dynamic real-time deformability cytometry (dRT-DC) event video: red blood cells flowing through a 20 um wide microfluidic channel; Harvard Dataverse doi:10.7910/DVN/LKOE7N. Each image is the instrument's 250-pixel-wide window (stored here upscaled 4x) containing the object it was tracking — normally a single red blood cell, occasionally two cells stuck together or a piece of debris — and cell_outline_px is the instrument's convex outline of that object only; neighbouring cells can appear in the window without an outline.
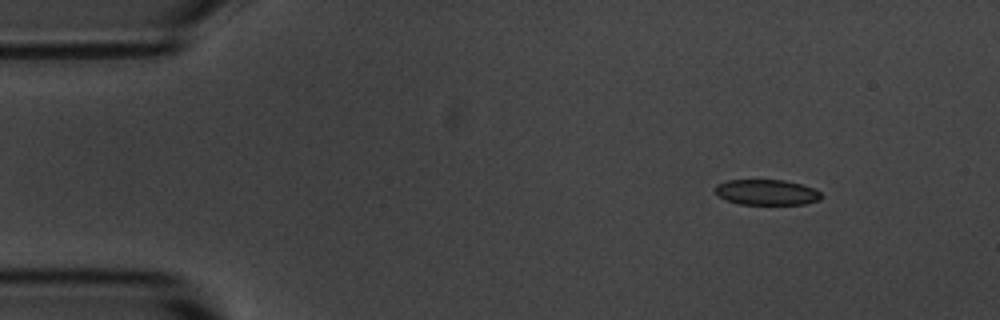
{"species": "common noctule bat (a hibernating species)", "species_latin": "Nyctalus noctula", "temperature_condition": "room temperature", "stored_images_in_passage": 4, "camera_frame_rate_fps": 3000, "um_per_image_px": 0.085, "animal": {"sex": "male", "body_mass_g": 20.1, "forearm_length_mm": 53.5}, "frame": {"image": 1, "passage_image": 1, "time_ms": 0.0, "image_size_px": [1000, 320], "cell_outline_px": [[824, 196], [820, 200], [804, 204], [740, 204], [728, 200], [720, 196], [716, 192], [716, 184], [728, 180], [784, 180], [800, 184], [812, 188], [820, 192]], "centroid_in_image_um": [65.2, 16.34], "position_along_channel_um": 19.8, "area_um2": 15.61}}